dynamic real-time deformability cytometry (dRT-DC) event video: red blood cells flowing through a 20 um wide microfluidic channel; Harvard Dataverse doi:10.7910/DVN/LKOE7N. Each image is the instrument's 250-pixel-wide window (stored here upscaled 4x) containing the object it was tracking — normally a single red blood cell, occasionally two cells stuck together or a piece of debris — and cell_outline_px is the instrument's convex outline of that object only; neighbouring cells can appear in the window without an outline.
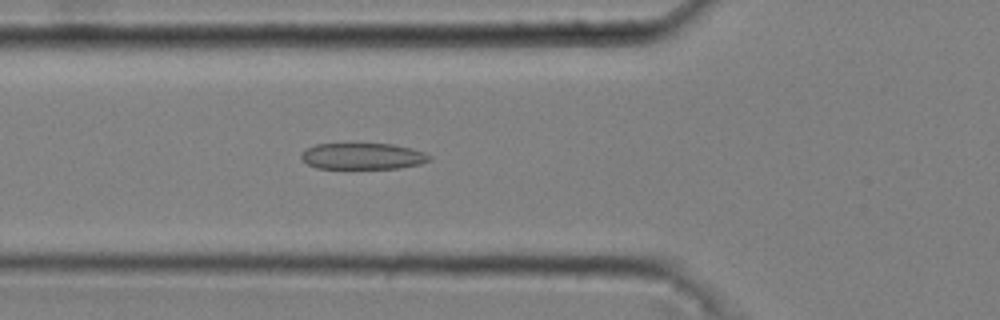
{"species": "common noctule bat (a hibernating species)", "species_latin": "Nyctalus noctula", "temperature_condition": "cold", "stored_images_in_passage": 36, "camera_frame_rate_fps": 3000, "um_per_image_px": 0.085, "animal": {"sex": "male", "body_mass_g": 20.4}, "frame": {"image": 1, "passage_image": 3, "time_ms": 0.667, "image_size_px": [1000, 320], "cell_outline_px": [[432, 160], [420, 164], [400, 168], [316, 168], [308, 164], [300, 156], [308, 148], [316, 144], [392, 144], [412, 148], [424, 152], [432, 156]], "centroid_in_image_um": [30.9, 13.28], "position_along_channel_um": 94.9, "area_um2": 19.54}}
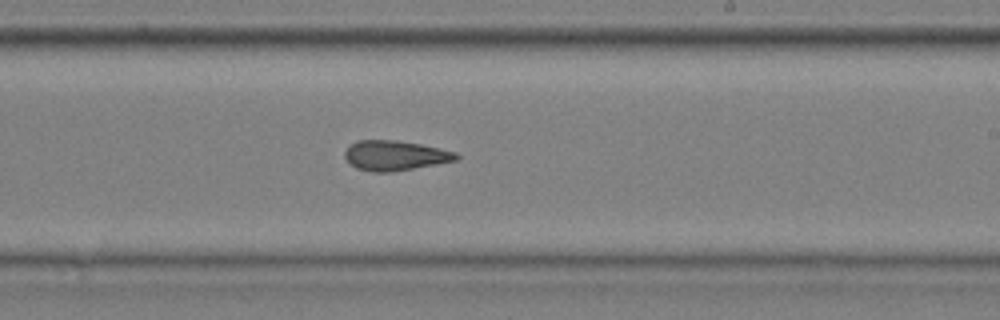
{"frame": {"image": 2, "passage_image": 16, "time_ms": 5.0, "image_size_px": [1000, 320], "cell_outline_px": [[460, 156], [456, 160], [412, 168], [388, 172], [372, 172], [356, 168], [348, 164], [344, 156], [344, 152], [356, 140], [396, 140], [420, 144], [456, 152]], "centroid_in_image_um": [33.52, 13.21], "position_along_channel_um": 255.5, "area_um2": 19.25}}
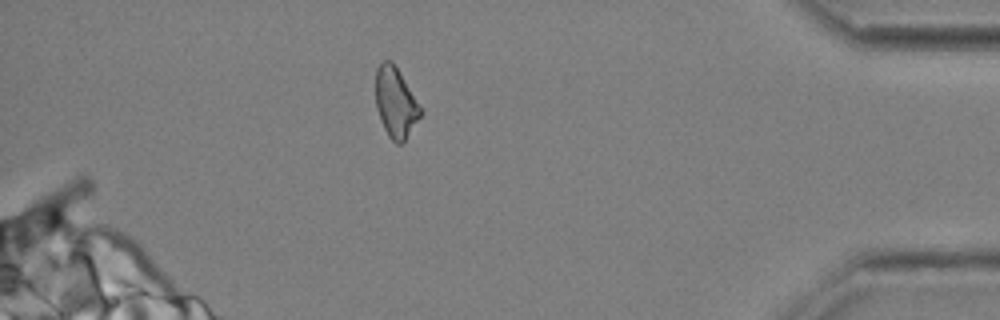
{"frame": {"image": 3, "passage_image": 31, "time_ms": 10.0, "image_size_px": [1000, 320], "cell_outline_px": [[424, 112], [404, 140], [400, 144], [396, 144], [388, 136], [380, 120], [376, 108], [376, 68], [384, 60], [392, 60]], "centroid_in_image_um": [33.62, 8.72], "position_along_channel_um": 401.6, "area_um2": 18.21}, "authors_computed_cell_mechanics": {"area_um2": 19.3919, "velocity_mm_per_s": 3.6935, "shape_relaxation_time_tau1_ms": 9.274, "shape_relaxation_time_tau2_ms": 2.645, "deformation_change_tau1": 0.1906, "deformation_change_tau2": 0.1076}}